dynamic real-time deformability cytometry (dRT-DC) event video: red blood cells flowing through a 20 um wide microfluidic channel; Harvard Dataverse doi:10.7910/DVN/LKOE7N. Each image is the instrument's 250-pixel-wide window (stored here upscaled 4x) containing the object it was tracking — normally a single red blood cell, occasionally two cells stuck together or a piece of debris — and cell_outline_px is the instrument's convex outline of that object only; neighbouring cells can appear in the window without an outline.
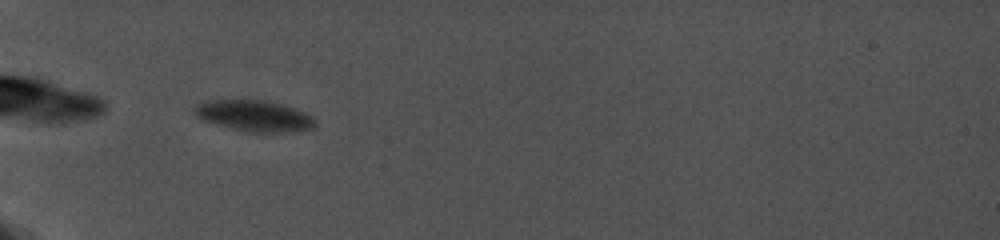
{"species": "common noctule bat (a hibernating species)", "species_latin": "Nyctalus noctula", "temperature_condition": "cold", "stored_images_in_passage": 2, "camera_frame_rate_fps": 5000, "um_per_image_px": 0.085, "animal": {"sex": "female", "body_mass_g": 19.0, "forearm_length_mm": 56.7}, "frame": {"image": 1, "passage_image": 1, "time_ms": 0.0, "image_size_px": [1000, 240], "cell_outline_px": [[316, 128], [292, 132], [248, 132], [216, 124], [204, 120], [196, 116], [192, 112], [192, 108], [196, 104], [208, 100], [264, 100], [296, 108], [312, 116], [316, 120]], "centroid_in_image_um": [21.63, 9.85], "position_along_channel_um": 63.4, "area_um2": 22.02}}